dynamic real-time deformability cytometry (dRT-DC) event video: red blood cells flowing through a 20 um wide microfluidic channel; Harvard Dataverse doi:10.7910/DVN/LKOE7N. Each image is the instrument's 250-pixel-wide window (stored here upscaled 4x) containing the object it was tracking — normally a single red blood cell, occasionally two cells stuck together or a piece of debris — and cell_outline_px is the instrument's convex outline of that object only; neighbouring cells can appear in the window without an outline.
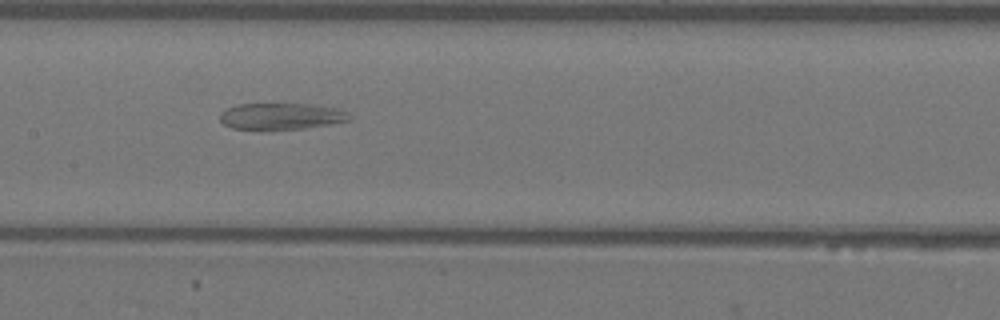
{"species": "Egyptian fruit bat (a non-hibernating species)", "species_latin": "Rousettus aegyptiacus", "temperature_condition": "warm", "stored_images_in_passage": 51, "camera_frame_rate_fps": 3000, "um_per_image_px": 0.085, "animal": {"sex": "female"}, "frame": {"image": 1, "passage_image": 24, "time_ms": 7.667, "image_size_px": [1000, 320], "cell_outline_px": [[352, 120], [332, 124], [304, 128], [232, 128], [224, 124], [220, 120], [220, 112], [228, 108], [240, 104], [308, 104], [332, 108], [344, 112], [352, 116]], "centroid_in_image_um": [23.91, 9.87], "position_along_channel_um": 183.5, "area_um2": 19.36}}
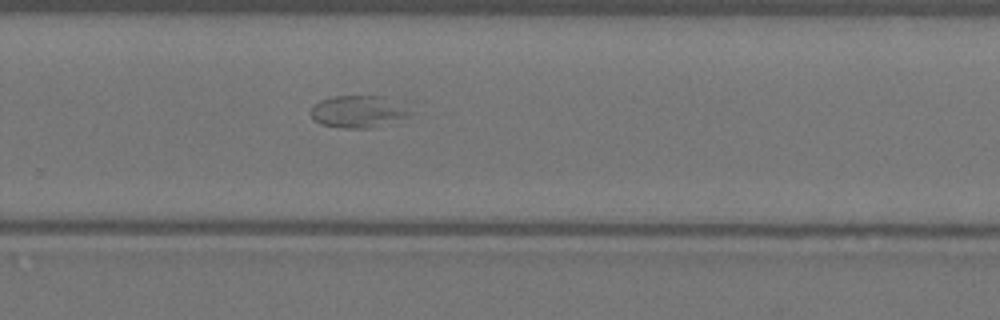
{"frame": {"image": 2, "passage_image": 33, "time_ms": 10.667, "image_size_px": [1000, 320], "cell_outline_px": [[412, 112], [408, 116], [368, 128], [344, 128], [320, 124], [312, 120], [308, 112], [320, 100], [332, 96], [380, 96]], "centroid_in_image_um": [30.29, 9.49], "position_along_channel_um": 299.5, "area_um2": 17.98}}
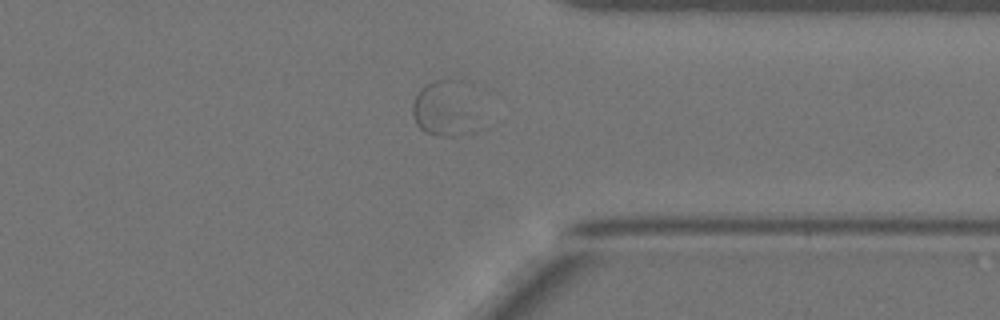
{"frame": {"image": 3, "passage_image": 39, "time_ms": 12.667, "image_size_px": [1000, 320], "cell_outline_px": [[472, 132], [460, 136], [444, 136], [424, 132], [416, 124], [412, 112], [412, 104], [420, 88], [424, 84], [432, 80], [468, 80], [472, 84]], "centroid_in_image_um": [37.78, 9.16], "position_along_channel_um": 373.6, "area_um2": 21.56}}